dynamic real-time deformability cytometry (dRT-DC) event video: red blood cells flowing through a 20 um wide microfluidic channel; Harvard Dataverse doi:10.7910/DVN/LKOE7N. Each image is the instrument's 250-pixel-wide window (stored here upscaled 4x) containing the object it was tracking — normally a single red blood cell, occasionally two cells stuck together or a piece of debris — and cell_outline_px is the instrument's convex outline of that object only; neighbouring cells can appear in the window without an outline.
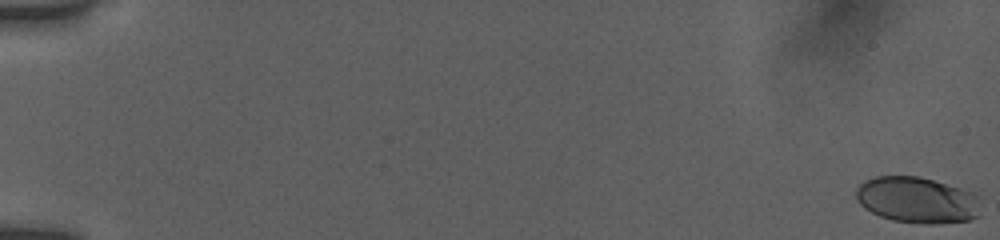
{"species": "human", "species_latin": "Homo sapiens", "temperature_condition": "room temperature", "stored_images_in_passage": 17, "camera_frame_rate_fps": 3000, "um_per_image_px": 0.085, "donor": {"sex": "female"}, "frame": {"image": 1, "passage_image": 1, "time_ms": 0.0, "image_size_px": [1000, 240], "cell_outline_px": [[980, 216], [968, 220], [932, 224], [924, 224], [892, 220], [880, 216], [864, 208], [860, 204], [856, 196], [856, 188], [864, 180], [876, 176], [920, 176], [976, 192], [980, 196]], "centroid_in_image_um": [78.0, 16.99], "position_along_channel_um": 7.0, "area_um2": 33.99}}
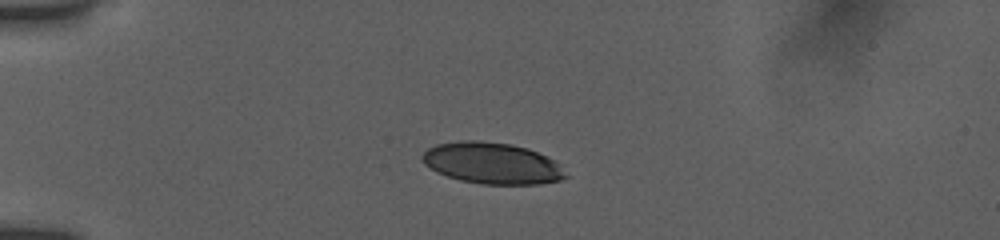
{"frame": {"image": 2, "passage_image": 12, "time_ms": 5.0, "image_size_px": [1000, 240], "cell_outline_px": [[568, 176], [560, 180], [536, 184], [480, 184], [460, 180], [436, 172], [424, 164], [420, 160], [420, 156], [428, 148], [436, 144], [460, 140], [480, 140], [512, 144], [528, 148], [548, 156]], "centroid_in_image_um": [41.76, 13.86], "position_along_channel_um": 43.2, "area_um2": 34.62}}
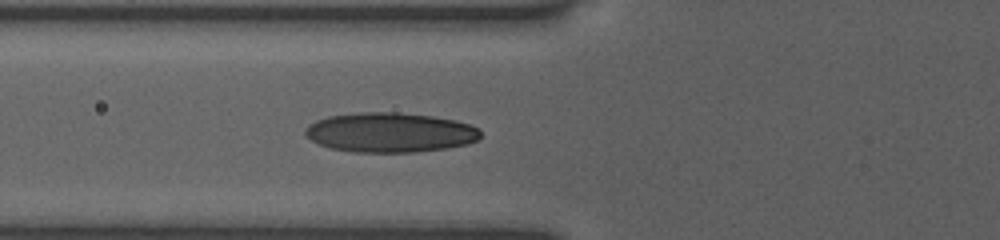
{"frame": {"image": 3, "passage_image": 17, "time_ms": 7.333, "image_size_px": [1000, 240], "cell_outline_px": [[480, 140], [468, 144], [448, 148], [416, 152], [352, 152], [332, 148], [320, 144], [312, 140], [304, 132], [304, 128], [308, 124], [316, 120], [328, 116], [360, 112], [396, 112], [432, 116], [452, 120], [468, 124], [480, 128]], "centroid_in_image_um": [33.17, 11.26], "position_along_channel_um": 92.6, "area_um2": 40.63}}